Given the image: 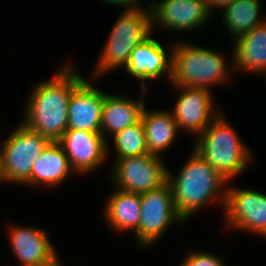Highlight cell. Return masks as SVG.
<instances>
[{"label":"cell","instance_id":"obj_1","mask_svg":"<svg viewBox=\"0 0 266 266\" xmlns=\"http://www.w3.org/2000/svg\"><path fill=\"white\" fill-rule=\"evenodd\" d=\"M84 79L68 62L50 80L40 81L28 96L22 123L51 142H57L67 130L71 94Z\"/></svg>","mask_w":266,"mask_h":266},{"label":"cell","instance_id":"obj_2","mask_svg":"<svg viewBox=\"0 0 266 266\" xmlns=\"http://www.w3.org/2000/svg\"><path fill=\"white\" fill-rule=\"evenodd\" d=\"M167 181L173 193L177 213L188 221L207 204L218 201L224 211L227 194L226 180L194 149L181 170L173 176L167 169ZM205 206V207H204Z\"/></svg>","mask_w":266,"mask_h":266},{"label":"cell","instance_id":"obj_3","mask_svg":"<svg viewBox=\"0 0 266 266\" xmlns=\"http://www.w3.org/2000/svg\"><path fill=\"white\" fill-rule=\"evenodd\" d=\"M224 56L215 50L204 46L186 43L182 41L173 42L171 83L172 87H196L209 90L214 85L229 83L231 72H235L233 57H231V68H228ZM227 65V66H226ZM230 70V71H229Z\"/></svg>","mask_w":266,"mask_h":266},{"label":"cell","instance_id":"obj_4","mask_svg":"<svg viewBox=\"0 0 266 266\" xmlns=\"http://www.w3.org/2000/svg\"><path fill=\"white\" fill-rule=\"evenodd\" d=\"M233 125L221 113L195 137L193 149L226 180L244 173L252 159L248 146L241 140Z\"/></svg>","mask_w":266,"mask_h":266},{"label":"cell","instance_id":"obj_5","mask_svg":"<svg viewBox=\"0 0 266 266\" xmlns=\"http://www.w3.org/2000/svg\"><path fill=\"white\" fill-rule=\"evenodd\" d=\"M151 33L153 31L150 9L122 10L105 41L90 80H95L96 77L98 79L120 67L126 68L134 48Z\"/></svg>","mask_w":266,"mask_h":266},{"label":"cell","instance_id":"obj_6","mask_svg":"<svg viewBox=\"0 0 266 266\" xmlns=\"http://www.w3.org/2000/svg\"><path fill=\"white\" fill-rule=\"evenodd\" d=\"M51 141L27 128L17 125L0 147V184L31 186V172L35 160ZM8 182V183H7Z\"/></svg>","mask_w":266,"mask_h":266},{"label":"cell","instance_id":"obj_7","mask_svg":"<svg viewBox=\"0 0 266 266\" xmlns=\"http://www.w3.org/2000/svg\"><path fill=\"white\" fill-rule=\"evenodd\" d=\"M140 200V222L133 233L140 247L146 249L155 245L170 225L185 223L175 209L172 188L168 181L156 189L140 194Z\"/></svg>","mask_w":266,"mask_h":266},{"label":"cell","instance_id":"obj_8","mask_svg":"<svg viewBox=\"0 0 266 266\" xmlns=\"http://www.w3.org/2000/svg\"><path fill=\"white\" fill-rule=\"evenodd\" d=\"M109 178L114 188L142 194L160 187L167 181V167L162 157L150 153L113 159Z\"/></svg>","mask_w":266,"mask_h":266},{"label":"cell","instance_id":"obj_9","mask_svg":"<svg viewBox=\"0 0 266 266\" xmlns=\"http://www.w3.org/2000/svg\"><path fill=\"white\" fill-rule=\"evenodd\" d=\"M223 217L226 228L248 231L266 238V194L227 186Z\"/></svg>","mask_w":266,"mask_h":266},{"label":"cell","instance_id":"obj_10","mask_svg":"<svg viewBox=\"0 0 266 266\" xmlns=\"http://www.w3.org/2000/svg\"><path fill=\"white\" fill-rule=\"evenodd\" d=\"M173 88L177 93L181 91L171 110L178 129L181 132L200 135L221 113L215 109L212 92L196 87Z\"/></svg>","mask_w":266,"mask_h":266},{"label":"cell","instance_id":"obj_11","mask_svg":"<svg viewBox=\"0 0 266 266\" xmlns=\"http://www.w3.org/2000/svg\"><path fill=\"white\" fill-rule=\"evenodd\" d=\"M149 4L153 32L160 27L174 32L193 31L212 17L204 0H152Z\"/></svg>","mask_w":266,"mask_h":266},{"label":"cell","instance_id":"obj_12","mask_svg":"<svg viewBox=\"0 0 266 266\" xmlns=\"http://www.w3.org/2000/svg\"><path fill=\"white\" fill-rule=\"evenodd\" d=\"M75 174L86 175L106 163L107 141L101 132L67 129L57 141Z\"/></svg>","mask_w":266,"mask_h":266},{"label":"cell","instance_id":"obj_13","mask_svg":"<svg viewBox=\"0 0 266 266\" xmlns=\"http://www.w3.org/2000/svg\"><path fill=\"white\" fill-rule=\"evenodd\" d=\"M172 48L173 43L166 50L151 34L134 48L128 65L124 69L130 77L141 81L142 89H148L147 84L160 79L161 76L164 77V75L167 81L170 82Z\"/></svg>","mask_w":266,"mask_h":266},{"label":"cell","instance_id":"obj_14","mask_svg":"<svg viewBox=\"0 0 266 266\" xmlns=\"http://www.w3.org/2000/svg\"><path fill=\"white\" fill-rule=\"evenodd\" d=\"M104 97L103 91L84 79L69 99L67 129L101 132Z\"/></svg>","mask_w":266,"mask_h":266},{"label":"cell","instance_id":"obj_15","mask_svg":"<svg viewBox=\"0 0 266 266\" xmlns=\"http://www.w3.org/2000/svg\"><path fill=\"white\" fill-rule=\"evenodd\" d=\"M7 229L9 244L20 266L48 262L57 254L46 230L17 224Z\"/></svg>","mask_w":266,"mask_h":266},{"label":"cell","instance_id":"obj_16","mask_svg":"<svg viewBox=\"0 0 266 266\" xmlns=\"http://www.w3.org/2000/svg\"><path fill=\"white\" fill-rule=\"evenodd\" d=\"M147 93V89H143L140 98L137 100L131 97L118 94L105 93L102 117H101V134L107 141V156H109V148L107 135H114L115 133L123 130L124 128L131 126L141 120L144 110L145 102L144 98Z\"/></svg>","mask_w":266,"mask_h":266},{"label":"cell","instance_id":"obj_17","mask_svg":"<svg viewBox=\"0 0 266 266\" xmlns=\"http://www.w3.org/2000/svg\"><path fill=\"white\" fill-rule=\"evenodd\" d=\"M233 42L234 70L266 75V21Z\"/></svg>","mask_w":266,"mask_h":266},{"label":"cell","instance_id":"obj_18","mask_svg":"<svg viewBox=\"0 0 266 266\" xmlns=\"http://www.w3.org/2000/svg\"><path fill=\"white\" fill-rule=\"evenodd\" d=\"M108 196L103 206L105 223L118 234L135 232L141 215L140 194L115 188Z\"/></svg>","mask_w":266,"mask_h":266},{"label":"cell","instance_id":"obj_19","mask_svg":"<svg viewBox=\"0 0 266 266\" xmlns=\"http://www.w3.org/2000/svg\"><path fill=\"white\" fill-rule=\"evenodd\" d=\"M71 174L74 175L75 172L71 169L65 151L58 142H50L35 160L31 172V186L53 188L62 185Z\"/></svg>","mask_w":266,"mask_h":266},{"label":"cell","instance_id":"obj_20","mask_svg":"<svg viewBox=\"0 0 266 266\" xmlns=\"http://www.w3.org/2000/svg\"><path fill=\"white\" fill-rule=\"evenodd\" d=\"M141 120L145 130L147 151L161 157V153L174 143L179 132L172 111L144 108Z\"/></svg>","mask_w":266,"mask_h":266},{"label":"cell","instance_id":"obj_21","mask_svg":"<svg viewBox=\"0 0 266 266\" xmlns=\"http://www.w3.org/2000/svg\"><path fill=\"white\" fill-rule=\"evenodd\" d=\"M261 2L262 0H236L220 12L222 23L229 31L232 41L266 21V16L260 14Z\"/></svg>","mask_w":266,"mask_h":266},{"label":"cell","instance_id":"obj_22","mask_svg":"<svg viewBox=\"0 0 266 266\" xmlns=\"http://www.w3.org/2000/svg\"><path fill=\"white\" fill-rule=\"evenodd\" d=\"M114 159L134 157L147 154V142L143 122H139L124 128L112 135Z\"/></svg>","mask_w":266,"mask_h":266},{"label":"cell","instance_id":"obj_23","mask_svg":"<svg viewBox=\"0 0 266 266\" xmlns=\"http://www.w3.org/2000/svg\"><path fill=\"white\" fill-rule=\"evenodd\" d=\"M194 266H226L219 256L205 251H190L186 256Z\"/></svg>","mask_w":266,"mask_h":266},{"label":"cell","instance_id":"obj_24","mask_svg":"<svg viewBox=\"0 0 266 266\" xmlns=\"http://www.w3.org/2000/svg\"><path fill=\"white\" fill-rule=\"evenodd\" d=\"M106 4L114 5L117 7H123L124 11L150 9V4L143 8L140 4L141 0H103Z\"/></svg>","mask_w":266,"mask_h":266},{"label":"cell","instance_id":"obj_25","mask_svg":"<svg viewBox=\"0 0 266 266\" xmlns=\"http://www.w3.org/2000/svg\"><path fill=\"white\" fill-rule=\"evenodd\" d=\"M208 12L213 15L216 9L224 10L228 5L232 4L236 0H204ZM215 9V10H214Z\"/></svg>","mask_w":266,"mask_h":266},{"label":"cell","instance_id":"obj_26","mask_svg":"<svg viewBox=\"0 0 266 266\" xmlns=\"http://www.w3.org/2000/svg\"><path fill=\"white\" fill-rule=\"evenodd\" d=\"M60 257L56 254L53 258H51L48 262L31 264V265H24V266H62Z\"/></svg>","mask_w":266,"mask_h":266},{"label":"cell","instance_id":"obj_27","mask_svg":"<svg viewBox=\"0 0 266 266\" xmlns=\"http://www.w3.org/2000/svg\"><path fill=\"white\" fill-rule=\"evenodd\" d=\"M179 266H194L193 263L185 256V259Z\"/></svg>","mask_w":266,"mask_h":266}]
</instances>
